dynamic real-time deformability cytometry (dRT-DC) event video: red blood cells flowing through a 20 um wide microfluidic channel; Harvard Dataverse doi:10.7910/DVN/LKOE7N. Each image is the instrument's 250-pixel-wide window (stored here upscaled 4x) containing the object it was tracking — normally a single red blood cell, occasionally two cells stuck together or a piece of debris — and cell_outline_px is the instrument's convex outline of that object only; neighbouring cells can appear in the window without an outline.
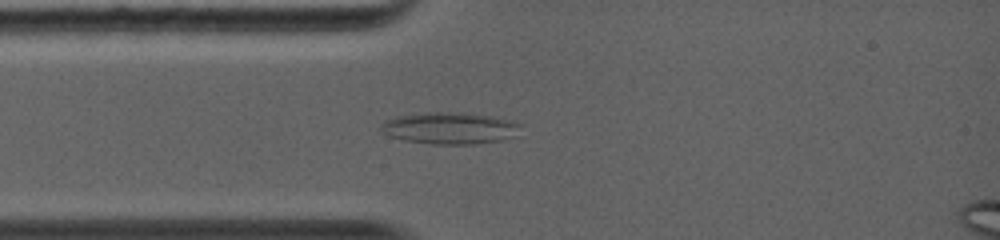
{"species": "common noctule bat (a hibernating species)", "species_latin": "Nyctalus noctula", "temperature_condition": "warm", "stored_images_in_passage": 3, "camera_frame_rate_fps": 5000, "um_per_image_px": 0.085, "animal": {"sex": "female", "body_mass_g": 19.0, "forearm_length_mm": 56.7}, "frame": {"image": 1, "passage_image": 3, "time_ms": 2.0, "image_size_px": [1000, 240], "cell_outline_px": [[524, 124], [516, 136], [500, 140], [472, 144], [432, 144], [404, 140], [392, 136], [384, 132], [380, 128], [380, 124], [384, 120], [396, 116], [424, 112], [468, 112], [492, 116]], "centroid_in_image_um": [38.26, 10.87], "position_along_channel_um": 46.7, "area_um2": 26.07}}